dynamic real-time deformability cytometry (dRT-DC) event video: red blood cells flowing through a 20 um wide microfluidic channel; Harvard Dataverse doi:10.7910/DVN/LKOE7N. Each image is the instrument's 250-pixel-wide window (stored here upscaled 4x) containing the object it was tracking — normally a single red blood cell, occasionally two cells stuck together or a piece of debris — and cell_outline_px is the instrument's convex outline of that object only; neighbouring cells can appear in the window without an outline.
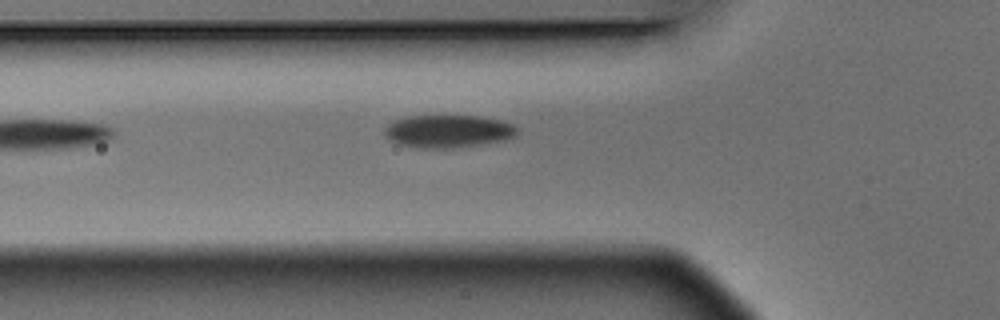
{"species": "Egyptian fruit bat (a non-hibernating species)", "species_latin": "Rousettus aegyptiacus", "temperature_condition": "warm", "stored_images_in_passage": 4, "camera_frame_rate_fps": 3000, "um_per_image_px": 0.085, "animal": {"sex": "male"}, "frame": {"image": 1, "passage_image": 4, "time_ms": 1.0, "image_size_px": [1000, 320], "cell_outline_px": [[516, 132], [512, 136], [504, 140], [452, 148], [420, 148], [400, 144], [388, 140], [384, 136], [384, 128], [388, 124], [396, 120], [408, 116], [476, 116], [504, 120], [512, 124], [516, 128]], "centroid_in_image_um": [38.03, 11.15], "position_along_channel_um": 87.8, "area_um2": 25.09}}